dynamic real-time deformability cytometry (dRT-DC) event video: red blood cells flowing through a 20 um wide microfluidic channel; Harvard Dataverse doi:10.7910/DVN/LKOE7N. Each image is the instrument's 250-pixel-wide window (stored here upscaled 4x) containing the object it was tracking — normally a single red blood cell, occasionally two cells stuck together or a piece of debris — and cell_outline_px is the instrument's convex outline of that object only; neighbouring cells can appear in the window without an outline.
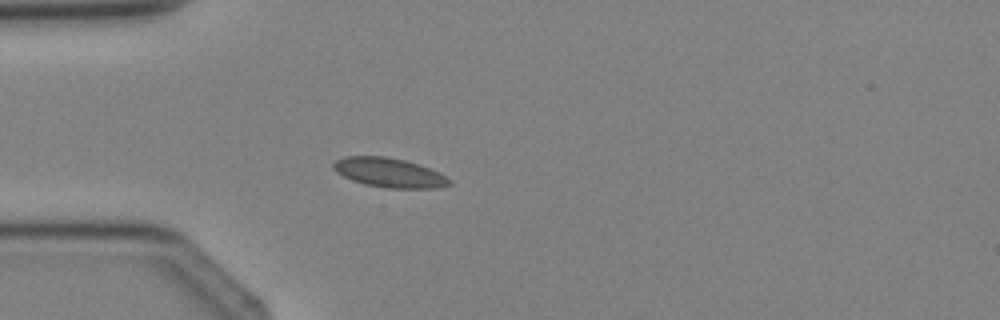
{"species": "Egyptian fruit bat (a non-hibernating species)", "species_latin": "Rousettus aegyptiacus", "temperature_condition": "cold", "stored_images_in_passage": 4, "camera_frame_rate_fps": 3000, "um_per_image_px": 0.085, "animal": {"sex": "female"}, "frame": {"image": 1, "passage_image": 4, "time_ms": 3.667, "image_size_px": [1000, 320], "cell_outline_px": [[452, 184], [436, 188], [384, 188], [364, 184], [352, 180], [336, 172], [332, 168], [332, 164], [336, 160], [344, 156], [384, 156], [404, 160], [420, 164], [452, 180]], "centroid_in_image_um": [33.05, 14.67], "position_along_channel_um": 51.9, "area_um2": 19.83}}